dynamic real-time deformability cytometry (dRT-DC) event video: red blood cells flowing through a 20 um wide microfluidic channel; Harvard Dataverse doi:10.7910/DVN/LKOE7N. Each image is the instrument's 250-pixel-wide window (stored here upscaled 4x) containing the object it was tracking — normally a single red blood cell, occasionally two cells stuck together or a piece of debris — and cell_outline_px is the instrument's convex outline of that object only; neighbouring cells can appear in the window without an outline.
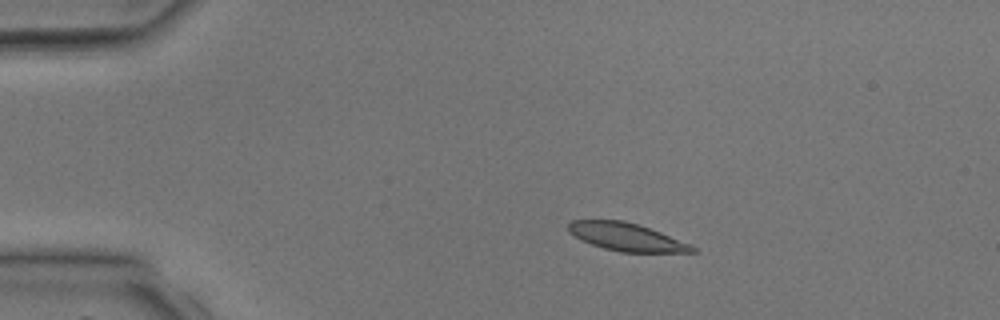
{"species": "common noctule bat (a hibernating species)", "species_latin": "Nyctalus noctula", "temperature_condition": "room temperature", "stored_images_in_passage": 2, "camera_frame_rate_fps": 3000, "um_per_image_px": 0.085, "animal": {"sex": "male", "body_mass_g": 17.9, "forearm_length_mm": 54.2}, "frame": {"image": 1, "passage_image": 1, "time_ms": 0.0, "image_size_px": [1000, 320], "cell_outline_px": [[696, 252], [620, 252], [604, 248], [592, 244], [568, 232], [568, 224], [572, 220], [624, 220], [660, 232], [692, 244], [696, 248]], "centroid_in_image_um": [53.27, 20.14], "position_along_channel_um": 31.7, "area_um2": 19.88}}
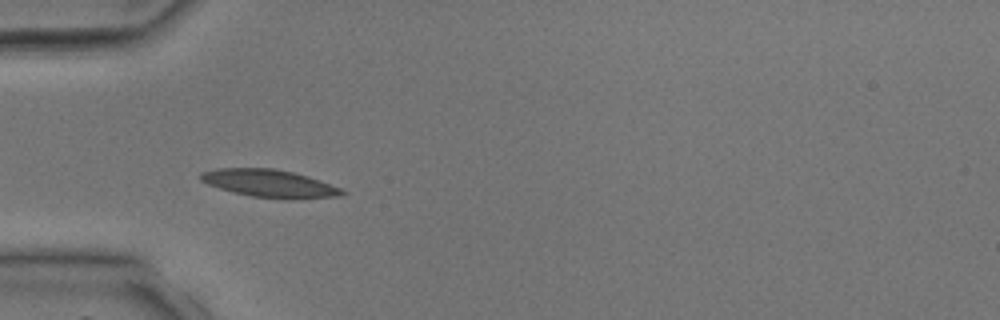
{"frame": {"image": 2, "passage_image": 2, "time_ms": 1.667, "image_size_px": [1000, 320], "cell_outline_px": [[348, 192], [340, 196], [252, 196], [232, 192], [208, 184], [200, 180], [200, 172], [216, 168], [272, 168], [292, 172], [308, 176], [340, 188]], "centroid_in_image_um": [22.79, 15.53], "position_along_channel_um": 62.2, "area_um2": 21.62}}